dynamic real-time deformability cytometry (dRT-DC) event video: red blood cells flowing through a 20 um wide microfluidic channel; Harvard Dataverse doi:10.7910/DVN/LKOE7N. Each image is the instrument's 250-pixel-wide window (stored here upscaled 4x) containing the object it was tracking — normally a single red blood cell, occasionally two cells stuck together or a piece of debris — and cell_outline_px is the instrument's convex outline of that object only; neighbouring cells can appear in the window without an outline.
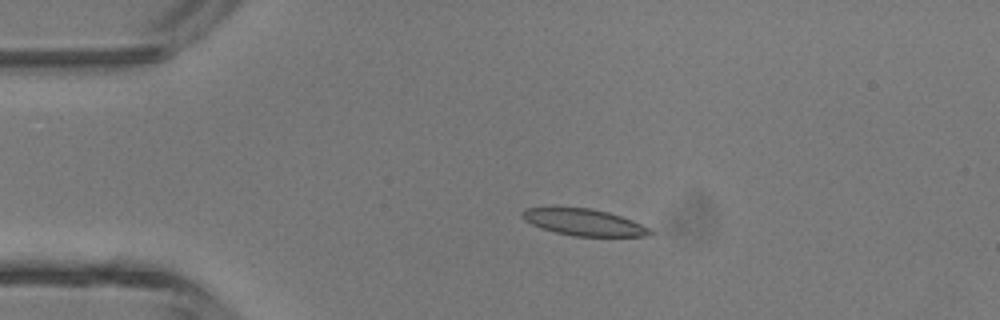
{"species": "common noctule bat (a hibernating species)", "species_latin": "Nyctalus noctula", "temperature_condition": "room temperature", "stored_images_in_passage": 4, "camera_frame_rate_fps": 3000, "um_per_image_px": 0.085, "animal": {"sex": "male", "body_mass_g": 13.3}, "frame": {"image": 1, "passage_image": 3, "time_ms": 2.333, "image_size_px": [1000, 320], "cell_outline_px": [[656, 232], [652, 236], [572, 236], [540, 228], [524, 220], [520, 216], [520, 212], [524, 208], [592, 208], [608, 212], [632, 220], [652, 228]], "centroid_in_image_um": [49.68, 18.9], "position_along_channel_um": 35.3, "area_um2": 20.0}}